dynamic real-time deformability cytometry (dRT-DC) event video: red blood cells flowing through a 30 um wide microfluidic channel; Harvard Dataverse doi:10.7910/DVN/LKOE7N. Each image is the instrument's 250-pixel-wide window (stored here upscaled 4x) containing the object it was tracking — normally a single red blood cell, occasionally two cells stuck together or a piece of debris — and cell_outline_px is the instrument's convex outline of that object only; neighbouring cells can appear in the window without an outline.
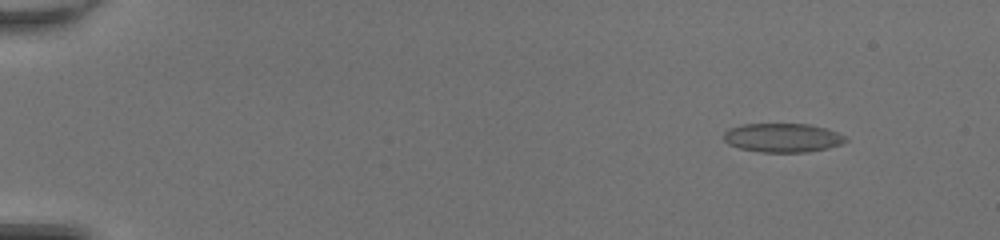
{"species": "common noctule bat (a hibernating species)", "species_latin": "Nyctalus noctula", "temperature_condition": "room temperature", "stored_images_in_passage": 50, "camera_frame_rate_fps": 3000, "um_per_image_px": 0.085, "animal": {"sex": "female", "body_mass_g": 20.0, "forearm_length_mm": 54.0}, "frame": {"image": 1, "passage_image": 6, "time_ms": 1.667, "image_size_px": [1000, 240], "cell_outline_px": [[848, 140], [840, 144], [828, 148], [808, 152], [760, 152], [740, 148], [728, 144], [724, 140], [724, 132], [728, 128], [744, 124], [808, 124], [824, 128], [848, 136]], "centroid_in_image_um": [66.52, 11.71], "position_along_channel_um": 18.5, "area_um2": 20.58}}
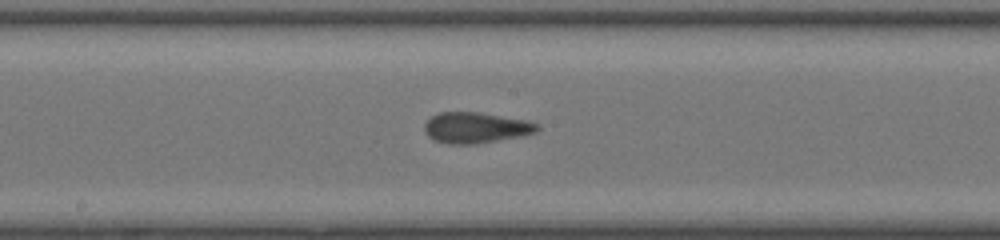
{"frame": {"image": 2, "passage_image": 29, "time_ms": 9.333, "image_size_px": [1000, 240], "cell_outline_px": [[540, 128], [536, 132], [524, 136], [476, 144], [448, 144], [432, 140], [424, 132], [424, 124], [436, 112], [480, 112], [528, 120], [540, 124]], "centroid_in_image_um": [40.46, 10.85], "position_along_channel_um": 207.7, "area_um2": 20.69}}
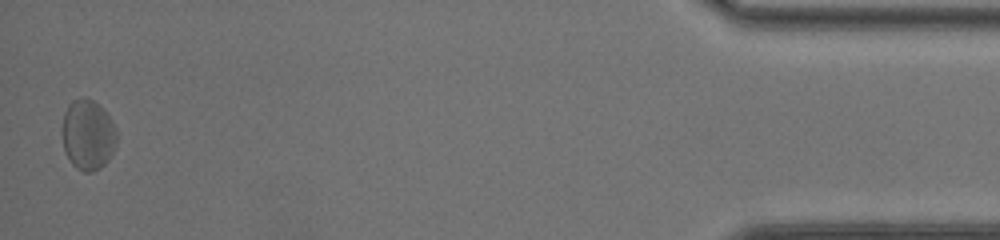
{"frame": {"image": 3, "passage_image": 50, "time_ms": 16.333, "image_size_px": [1000, 240], "cell_outline_px": [[116, 144], [108, 160], [100, 168], [92, 172], [84, 172], [76, 168], [72, 164], [64, 148], [64, 112], [68, 104], [72, 100], [80, 96], [84, 96], [92, 100], [104, 108], [112, 120], [116, 128]], "centroid_in_image_um": [7.5, 11.42], "position_along_channel_um": 427.7, "area_um2": 22.31}, "authors_computed_cell_mechanics": {"area_um2": 20.519, "velocity_mm_per_s": 4.2686, "shape_relaxation_time_tau1_ms": 3.1378, "shape_relaxation_time_tau2_ms": 2.6656, "deformation_change_tau1": 0.0753, "deformation_change_tau2": 0.1006}}